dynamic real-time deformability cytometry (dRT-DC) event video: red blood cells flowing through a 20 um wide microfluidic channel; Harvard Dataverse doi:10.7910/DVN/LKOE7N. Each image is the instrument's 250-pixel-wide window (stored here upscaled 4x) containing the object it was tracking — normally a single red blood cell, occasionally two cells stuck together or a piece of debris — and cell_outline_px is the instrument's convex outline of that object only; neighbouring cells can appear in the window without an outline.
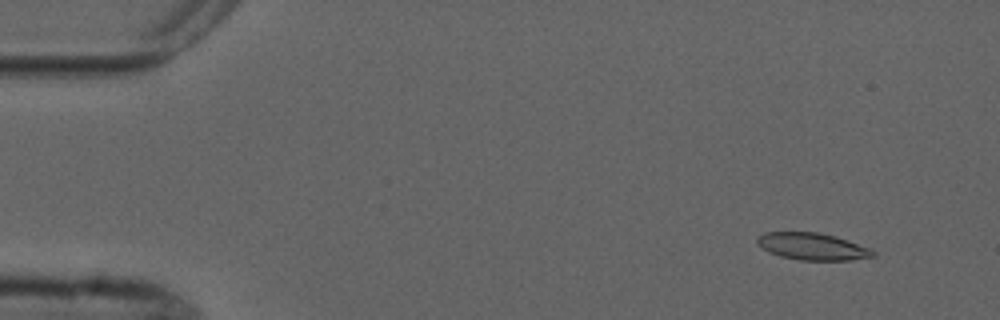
{"species": "common noctule bat (a hibernating species)", "species_latin": "Nyctalus noctula", "temperature_condition": "cold", "stored_images_in_passage": 6, "camera_frame_rate_fps": 3000, "um_per_image_px": 0.085, "animal": {"sex": "male", "forearm_length_mm": 52.5}, "frame": {"image": 1, "passage_image": 2, "time_ms": 1.333, "image_size_px": [1000, 320], "cell_outline_px": [[876, 256], [852, 260], [800, 260], [780, 256], [768, 252], [756, 244], [756, 236], [764, 232], [816, 232], [836, 236], [868, 248], [876, 252]], "centroid_in_image_um": [69.0, 20.95], "position_along_channel_um": 16.0, "area_um2": 18.32}}